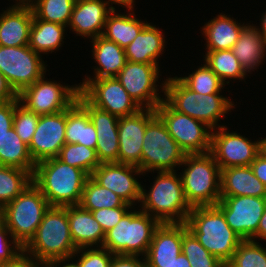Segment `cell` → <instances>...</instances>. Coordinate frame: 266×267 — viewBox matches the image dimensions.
<instances>
[{"label":"cell","instance_id":"11","mask_svg":"<svg viewBox=\"0 0 266 267\" xmlns=\"http://www.w3.org/2000/svg\"><path fill=\"white\" fill-rule=\"evenodd\" d=\"M155 112L186 154L210 152L213 129L206 123L173 110L164 100Z\"/></svg>","mask_w":266,"mask_h":267},{"label":"cell","instance_id":"7","mask_svg":"<svg viewBox=\"0 0 266 267\" xmlns=\"http://www.w3.org/2000/svg\"><path fill=\"white\" fill-rule=\"evenodd\" d=\"M160 222L138 208L130 209L105 233L102 247L113 255L145 256Z\"/></svg>","mask_w":266,"mask_h":267},{"label":"cell","instance_id":"40","mask_svg":"<svg viewBox=\"0 0 266 267\" xmlns=\"http://www.w3.org/2000/svg\"><path fill=\"white\" fill-rule=\"evenodd\" d=\"M182 253L189 260L191 267H226L207 251L188 229L182 235Z\"/></svg>","mask_w":266,"mask_h":267},{"label":"cell","instance_id":"32","mask_svg":"<svg viewBox=\"0 0 266 267\" xmlns=\"http://www.w3.org/2000/svg\"><path fill=\"white\" fill-rule=\"evenodd\" d=\"M67 26L46 22L37 19L33 15V22L30 28L29 47L39 54H48L59 51L64 43Z\"/></svg>","mask_w":266,"mask_h":267},{"label":"cell","instance_id":"56","mask_svg":"<svg viewBox=\"0 0 266 267\" xmlns=\"http://www.w3.org/2000/svg\"><path fill=\"white\" fill-rule=\"evenodd\" d=\"M5 226V206L0 204V228Z\"/></svg>","mask_w":266,"mask_h":267},{"label":"cell","instance_id":"9","mask_svg":"<svg viewBox=\"0 0 266 267\" xmlns=\"http://www.w3.org/2000/svg\"><path fill=\"white\" fill-rule=\"evenodd\" d=\"M186 155L168 133L162 120L155 115L147 123L144 133L141 156V171L145 173L143 175L154 171H177Z\"/></svg>","mask_w":266,"mask_h":267},{"label":"cell","instance_id":"19","mask_svg":"<svg viewBox=\"0 0 266 267\" xmlns=\"http://www.w3.org/2000/svg\"><path fill=\"white\" fill-rule=\"evenodd\" d=\"M155 115V109H140L134 115L119 117L118 163L134 165L141 170L142 146L146 125Z\"/></svg>","mask_w":266,"mask_h":267},{"label":"cell","instance_id":"47","mask_svg":"<svg viewBox=\"0 0 266 267\" xmlns=\"http://www.w3.org/2000/svg\"><path fill=\"white\" fill-rule=\"evenodd\" d=\"M110 267H146V262L142 256L114 255Z\"/></svg>","mask_w":266,"mask_h":267},{"label":"cell","instance_id":"58","mask_svg":"<svg viewBox=\"0 0 266 267\" xmlns=\"http://www.w3.org/2000/svg\"><path fill=\"white\" fill-rule=\"evenodd\" d=\"M16 1H18V2H27L28 0H16Z\"/></svg>","mask_w":266,"mask_h":267},{"label":"cell","instance_id":"16","mask_svg":"<svg viewBox=\"0 0 266 267\" xmlns=\"http://www.w3.org/2000/svg\"><path fill=\"white\" fill-rule=\"evenodd\" d=\"M216 206L242 240L257 242V229L266 208V197L220 196Z\"/></svg>","mask_w":266,"mask_h":267},{"label":"cell","instance_id":"26","mask_svg":"<svg viewBox=\"0 0 266 267\" xmlns=\"http://www.w3.org/2000/svg\"><path fill=\"white\" fill-rule=\"evenodd\" d=\"M92 57L97 66L93 67V78L88 75L83 79H102L116 77L127 63L125 51L115 42L102 35L91 39Z\"/></svg>","mask_w":266,"mask_h":267},{"label":"cell","instance_id":"55","mask_svg":"<svg viewBox=\"0 0 266 267\" xmlns=\"http://www.w3.org/2000/svg\"><path fill=\"white\" fill-rule=\"evenodd\" d=\"M115 5H121V6H127V5H133L135 3V0H111Z\"/></svg>","mask_w":266,"mask_h":267},{"label":"cell","instance_id":"3","mask_svg":"<svg viewBox=\"0 0 266 267\" xmlns=\"http://www.w3.org/2000/svg\"><path fill=\"white\" fill-rule=\"evenodd\" d=\"M165 79L164 101L173 110L200 120L212 129L226 126L219 121L236 108L231 98L221 94H198L188 89L177 76Z\"/></svg>","mask_w":266,"mask_h":267},{"label":"cell","instance_id":"27","mask_svg":"<svg viewBox=\"0 0 266 267\" xmlns=\"http://www.w3.org/2000/svg\"><path fill=\"white\" fill-rule=\"evenodd\" d=\"M220 193L221 196L266 197V186L250 166H234L221 170Z\"/></svg>","mask_w":266,"mask_h":267},{"label":"cell","instance_id":"5","mask_svg":"<svg viewBox=\"0 0 266 267\" xmlns=\"http://www.w3.org/2000/svg\"><path fill=\"white\" fill-rule=\"evenodd\" d=\"M68 222V206H50L23 252L39 262L69 258L76 252Z\"/></svg>","mask_w":266,"mask_h":267},{"label":"cell","instance_id":"37","mask_svg":"<svg viewBox=\"0 0 266 267\" xmlns=\"http://www.w3.org/2000/svg\"><path fill=\"white\" fill-rule=\"evenodd\" d=\"M32 183V175L24 169L0 165V204L6 206Z\"/></svg>","mask_w":266,"mask_h":267},{"label":"cell","instance_id":"48","mask_svg":"<svg viewBox=\"0 0 266 267\" xmlns=\"http://www.w3.org/2000/svg\"><path fill=\"white\" fill-rule=\"evenodd\" d=\"M0 267H44V263L37 261L23 252L13 262L0 264Z\"/></svg>","mask_w":266,"mask_h":267},{"label":"cell","instance_id":"8","mask_svg":"<svg viewBox=\"0 0 266 267\" xmlns=\"http://www.w3.org/2000/svg\"><path fill=\"white\" fill-rule=\"evenodd\" d=\"M49 207L48 201L33 183L5 206V226L22 248L34 237Z\"/></svg>","mask_w":266,"mask_h":267},{"label":"cell","instance_id":"46","mask_svg":"<svg viewBox=\"0 0 266 267\" xmlns=\"http://www.w3.org/2000/svg\"><path fill=\"white\" fill-rule=\"evenodd\" d=\"M15 100L0 102V137L13 128Z\"/></svg>","mask_w":266,"mask_h":267},{"label":"cell","instance_id":"25","mask_svg":"<svg viewBox=\"0 0 266 267\" xmlns=\"http://www.w3.org/2000/svg\"><path fill=\"white\" fill-rule=\"evenodd\" d=\"M70 234L75 247H102L105 233L89 210L80 205L68 206Z\"/></svg>","mask_w":266,"mask_h":267},{"label":"cell","instance_id":"4","mask_svg":"<svg viewBox=\"0 0 266 267\" xmlns=\"http://www.w3.org/2000/svg\"><path fill=\"white\" fill-rule=\"evenodd\" d=\"M185 224L199 243L225 265L243 241L216 205L193 207Z\"/></svg>","mask_w":266,"mask_h":267},{"label":"cell","instance_id":"21","mask_svg":"<svg viewBox=\"0 0 266 267\" xmlns=\"http://www.w3.org/2000/svg\"><path fill=\"white\" fill-rule=\"evenodd\" d=\"M185 223H160L144 256L146 267H167L182 253Z\"/></svg>","mask_w":266,"mask_h":267},{"label":"cell","instance_id":"53","mask_svg":"<svg viewBox=\"0 0 266 267\" xmlns=\"http://www.w3.org/2000/svg\"><path fill=\"white\" fill-rule=\"evenodd\" d=\"M167 267H191L187 257L181 253L178 257Z\"/></svg>","mask_w":266,"mask_h":267},{"label":"cell","instance_id":"36","mask_svg":"<svg viewBox=\"0 0 266 267\" xmlns=\"http://www.w3.org/2000/svg\"><path fill=\"white\" fill-rule=\"evenodd\" d=\"M27 3L37 19L68 26L76 0H28Z\"/></svg>","mask_w":266,"mask_h":267},{"label":"cell","instance_id":"17","mask_svg":"<svg viewBox=\"0 0 266 267\" xmlns=\"http://www.w3.org/2000/svg\"><path fill=\"white\" fill-rule=\"evenodd\" d=\"M143 172L134 165L118 162L101 163L91 177L102 187L120 196L126 203L136 206L141 201L142 185L138 178Z\"/></svg>","mask_w":266,"mask_h":267},{"label":"cell","instance_id":"28","mask_svg":"<svg viewBox=\"0 0 266 267\" xmlns=\"http://www.w3.org/2000/svg\"><path fill=\"white\" fill-rule=\"evenodd\" d=\"M245 25V22L239 23L230 14L219 13L211 18L201 28V35L206 40V51L232 49Z\"/></svg>","mask_w":266,"mask_h":267},{"label":"cell","instance_id":"24","mask_svg":"<svg viewBox=\"0 0 266 267\" xmlns=\"http://www.w3.org/2000/svg\"><path fill=\"white\" fill-rule=\"evenodd\" d=\"M164 36L165 33L163 34L156 25L147 23L137 37L124 48L127 61L159 66L158 59L163 54L167 42Z\"/></svg>","mask_w":266,"mask_h":267},{"label":"cell","instance_id":"14","mask_svg":"<svg viewBox=\"0 0 266 267\" xmlns=\"http://www.w3.org/2000/svg\"><path fill=\"white\" fill-rule=\"evenodd\" d=\"M83 80L79 83L80 94L98 109L117 117L134 115L142 109L116 77Z\"/></svg>","mask_w":266,"mask_h":267},{"label":"cell","instance_id":"13","mask_svg":"<svg viewBox=\"0 0 266 267\" xmlns=\"http://www.w3.org/2000/svg\"><path fill=\"white\" fill-rule=\"evenodd\" d=\"M159 75L162 76L158 65L127 61L116 78L142 109H155L164 100V94L159 93H164L165 80L159 87L156 84L160 78Z\"/></svg>","mask_w":266,"mask_h":267},{"label":"cell","instance_id":"51","mask_svg":"<svg viewBox=\"0 0 266 267\" xmlns=\"http://www.w3.org/2000/svg\"><path fill=\"white\" fill-rule=\"evenodd\" d=\"M70 260L72 261V263L70 262ZM44 266L45 267H78L76 261L73 262L72 257L51 260L45 263Z\"/></svg>","mask_w":266,"mask_h":267},{"label":"cell","instance_id":"15","mask_svg":"<svg viewBox=\"0 0 266 267\" xmlns=\"http://www.w3.org/2000/svg\"><path fill=\"white\" fill-rule=\"evenodd\" d=\"M228 126L212 130L210 153L220 167L250 166L261 153V139L249 140L245 135L228 131Z\"/></svg>","mask_w":266,"mask_h":267},{"label":"cell","instance_id":"39","mask_svg":"<svg viewBox=\"0 0 266 267\" xmlns=\"http://www.w3.org/2000/svg\"><path fill=\"white\" fill-rule=\"evenodd\" d=\"M57 158L65 164L82 169L89 176L101 164L96 149L81 144L65 143Z\"/></svg>","mask_w":266,"mask_h":267},{"label":"cell","instance_id":"34","mask_svg":"<svg viewBox=\"0 0 266 267\" xmlns=\"http://www.w3.org/2000/svg\"><path fill=\"white\" fill-rule=\"evenodd\" d=\"M203 58V63H205L225 85H230L231 79L234 81H245V77L249 76L231 49L206 51Z\"/></svg>","mask_w":266,"mask_h":267},{"label":"cell","instance_id":"20","mask_svg":"<svg viewBox=\"0 0 266 267\" xmlns=\"http://www.w3.org/2000/svg\"><path fill=\"white\" fill-rule=\"evenodd\" d=\"M77 102L88 112L97 133L96 153L100 163L118 162L119 134L116 115L91 105L81 94Z\"/></svg>","mask_w":266,"mask_h":267},{"label":"cell","instance_id":"52","mask_svg":"<svg viewBox=\"0 0 266 267\" xmlns=\"http://www.w3.org/2000/svg\"><path fill=\"white\" fill-rule=\"evenodd\" d=\"M257 240H264L266 242V208L260 219V223L257 229Z\"/></svg>","mask_w":266,"mask_h":267},{"label":"cell","instance_id":"6","mask_svg":"<svg viewBox=\"0 0 266 267\" xmlns=\"http://www.w3.org/2000/svg\"><path fill=\"white\" fill-rule=\"evenodd\" d=\"M180 167L183 191L190 207L216 205L221 196V169L212 154H187Z\"/></svg>","mask_w":266,"mask_h":267},{"label":"cell","instance_id":"45","mask_svg":"<svg viewBox=\"0 0 266 267\" xmlns=\"http://www.w3.org/2000/svg\"><path fill=\"white\" fill-rule=\"evenodd\" d=\"M21 253L23 248L12 238L8 228H0V264L13 262Z\"/></svg>","mask_w":266,"mask_h":267},{"label":"cell","instance_id":"33","mask_svg":"<svg viewBox=\"0 0 266 267\" xmlns=\"http://www.w3.org/2000/svg\"><path fill=\"white\" fill-rule=\"evenodd\" d=\"M0 165L27 170L31 175L35 163L29 153L28 145L17 135L14 128L0 137Z\"/></svg>","mask_w":266,"mask_h":267},{"label":"cell","instance_id":"49","mask_svg":"<svg viewBox=\"0 0 266 267\" xmlns=\"http://www.w3.org/2000/svg\"><path fill=\"white\" fill-rule=\"evenodd\" d=\"M254 175L266 186V155L261 152L250 164Z\"/></svg>","mask_w":266,"mask_h":267},{"label":"cell","instance_id":"38","mask_svg":"<svg viewBox=\"0 0 266 267\" xmlns=\"http://www.w3.org/2000/svg\"><path fill=\"white\" fill-rule=\"evenodd\" d=\"M188 76L177 78L191 91L198 94H220L225 84L220 78L204 63Z\"/></svg>","mask_w":266,"mask_h":267},{"label":"cell","instance_id":"43","mask_svg":"<svg viewBox=\"0 0 266 267\" xmlns=\"http://www.w3.org/2000/svg\"><path fill=\"white\" fill-rule=\"evenodd\" d=\"M113 256L104 247H83L76 250L72 259H77L78 267H110Z\"/></svg>","mask_w":266,"mask_h":267},{"label":"cell","instance_id":"42","mask_svg":"<svg viewBox=\"0 0 266 267\" xmlns=\"http://www.w3.org/2000/svg\"><path fill=\"white\" fill-rule=\"evenodd\" d=\"M39 120V115L28 110L23 106L19 99L15 100V110L13 117V128L22 141L29 146L36 126Z\"/></svg>","mask_w":266,"mask_h":267},{"label":"cell","instance_id":"57","mask_svg":"<svg viewBox=\"0 0 266 267\" xmlns=\"http://www.w3.org/2000/svg\"><path fill=\"white\" fill-rule=\"evenodd\" d=\"M261 138V152H263L266 155V137Z\"/></svg>","mask_w":266,"mask_h":267},{"label":"cell","instance_id":"35","mask_svg":"<svg viewBox=\"0 0 266 267\" xmlns=\"http://www.w3.org/2000/svg\"><path fill=\"white\" fill-rule=\"evenodd\" d=\"M126 202L117 194L99 185L91 176L85 182L79 205L91 211L122 207Z\"/></svg>","mask_w":266,"mask_h":267},{"label":"cell","instance_id":"1","mask_svg":"<svg viewBox=\"0 0 266 267\" xmlns=\"http://www.w3.org/2000/svg\"><path fill=\"white\" fill-rule=\"evenodd\" d=\"M89 175L80 168L56 158L35 165L32 183L42 192L50 206L79 205Z\"/></svg>","mask_w":266,"mask_h":267},{"label":"cell","instance_id":"23","mask_svg":"<svg viewBox=\"0 0 266 267\" xmlns=\"http://www.w3.org/2000/svg\"><path fill=\"white\" fill-rule=\"evenodd\" d=\"M0 13V46L18 47L29 45L33 11L27 2L15 4Z\"/></svg>","mask_w":266,"mask_h":267},{"label":"cell","instance_id":"18","mask_svg":"<svg viewBox=\"0 0 266 267\" xmlns=\"http://www.w3.org/2000/svg\"><path fill=\"white\" fill-rule=\"evenodd\" d=\"M66 110L50 115H41L35 133L28 146L35 164L56 158L65 145Z\"/></svg>","mask_w":266,"mask_h":267},{"label":"cell","instance_id":"30","mask_svg":"<svg viewBox=\"0 0 266 267\" xmlns=\"http://www.w3.org/2000/svg\"><path fill=\"white\" fill-rule=\"evenodd\" d=\"M134 6H122L127 8L128 14L116 11V8L108 14L102 36L106 39L115 42L117 45L126 48L138 35V33L148 23L136 18ZM116 11V12H115ZM132 12V13H131Z\"/></svg>","mask_w":266,"mask_h":267},{"label":"cell","instance_id":"31","mask_svg":"<svg viewBox=\"0 0 266 267\" xmlns=\"http://www.w3.org/2000/svg\"><path fill=\"white\" fill-rule=\"evenodd\" d=\"M66 143L81 144L96 149L97 133L88 112L76 101L66 109Z\"/></svg>","mask_w":266,"mask_h":267},{"label":"cell","instance_id":"12","mask_svg":"<svg viewBox=\"0 0 266 267\" xmlns=\"http://www.w3.org/2000/svg\"><path fill=\"white\" fill-rule=\"evenodd\" d=\"M41 57L28 45L0 46V72L17 94L48 71L47 64Z\"/></svg>","mask_w":266,"mask_h":267},{"label":"cell","instance_id":"41","mask_svg":"<svg viewBox=\"0 0 266 267\" xmlns=\"http://www.w3.org/2000/svg\"><path fill=\"white\" fill-rule=\"evenodd\" d=\"M260 242L243 240L226 267H266V248Z\"/></svg>","mask_w":266,"mask_h":267},{"label":"cell","instance_id":"44","mask_svg":"<svg viewBox=\"0 0 266 267\" xmlns=\"http://www.w3.org/2000/svg\"><path fill=\"white\" fill-rule=\"evenodd\" d=\"M134 207L128 203H125L122 207L117 208H102L91 211L93 217L98 221L102 227L104 233L111 230L121 218Z\"/></svg>","mask_w":266,"mask_h":267},{"label":"cell","instance_id":"2","mask_svg":"<svg viewBox=\"0 0 266 267\" xmlns=\"http://www.w3.org/2000/svg\"><path fill=\"white\" fill-rule=\"evenodd\" d=\"M155 173L157 176L149 190L142 185L138 207L160 223H185L192 208L186 201L180 174L176 171Z\"/></svg>","mask_w":266,"mask_h":267},{"label":"cell","instance_id":"50","mask_svg":"<svg viewBox=\"0 0 266 267\" xmlns=\"http://www.w3.org/2000/svg\"><path fill=\"white\" fill-rule=\"evenodd\" d=\"M18 94L9 85L4 75L0 72V102L17 100Z\"/></svg>","mask_w":266,"mask_h":267},{"label":"cell","instance_id":"29","mask_svg":"<svg viewBox=\"0 0 266 267\" xmlns=\"http://www.w3.org/2000/svg\"><path fill=\"white\" fill-rule=\"evenodd\" d=\"M231 50L248 74L257 71L266 56V42L258 26L246 23Z\"/></svg>","mask_w":266,"mask_h":267},{"label":"cell","instance_id":"22","mask_svg":"<svg viewBox=\"0 0 266 267\" xmlns=\"http://www.w3.org/2000/svg\"><path fill=\"white\" fill-rule=\"evenodd\" d=\"M113 4L111 0H76L67 27L77 36L96 38L103 34L107 16L114 9Z\"/></svg>","mask_w":266,"mask_h":267},{"label":"cell","instance_id":"10","mask_svg":"<svg viewBox=\"0 0 266 267\" xmlns=\"http://www.w3.org/2000/svg\"><path fill=\"white\" fill-rule=\"evenodd\" d=\"M45 76L25 87L18 94L19 102L39 116L56 114L70 108L80 94L79 84L63 85Z\"/></svg>","mask_w":266,"mask_h":267},{"label":"cell","instance_id":"54","mask_svg":"<svg viewBox=\"0 0 266 267\" xmlns=\"http://www.w3.org/2000/svg\"><path fill=\"white\" fill-rule=\"evenodd\" d=\"M261 17V23H260V34L262 35V37L264 38V41L266 42V11L264 13H262Z\"/></svg>","mask_w":266,"mask_h":267}]
</instances>
